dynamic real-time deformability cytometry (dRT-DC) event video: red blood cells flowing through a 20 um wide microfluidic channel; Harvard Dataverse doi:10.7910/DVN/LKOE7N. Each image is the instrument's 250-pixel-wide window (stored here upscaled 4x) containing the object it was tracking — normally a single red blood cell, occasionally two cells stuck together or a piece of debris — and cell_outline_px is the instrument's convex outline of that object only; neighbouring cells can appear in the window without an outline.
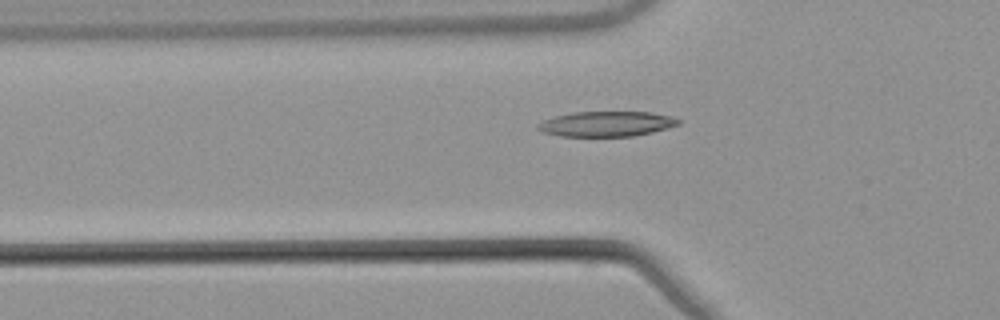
{"species": "common noctule bat (a hibernating species)", "species_latin": "Nyctalus noctula", "temperature_condition": "warm", "stored_images_in_passage": 52, "camera_frame_rate_fps": 3000, "um_per_image_px": 0.085, "animal": {"sex": "male", "body_mass_g": 21.5, "forearm_length_mm": 52.0}, "frame": {"image": 1, "passage_image": 19, "time_ms": 6.0, "image_size_px": [1000, 320], "cell_outline_px": [[680, 124], [652, 132], [632, 136], [560, 136], [544, 132], [536, 128], [536, 124], [544, 120], [556, 116], [572, 112], [652, 112], [672, 116], [680, 120]], "centroid_in_image_um": [51.55, 10.52], "position_along_channel_um": 74.2, "area_um2": 20.52}}
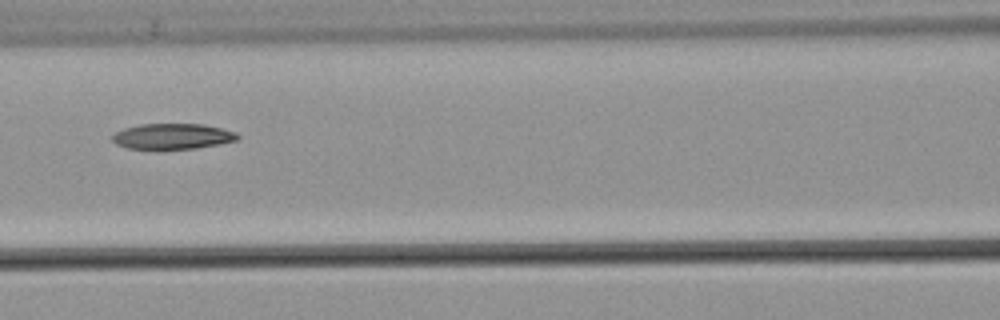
{"frame": {"image": 2, "passage_image": 25, "time_ms": 8.0, "image_size_px": [1000, 320], "cell_outline_px": [[240, 136], [236, 140], [220, 144], [196, 148], [128, 148], [116, 144], [112, 140], [112, 136], [116, 132], [124, 128], [140, 124], [204, 124], [236, 132]], "centroid_in_image_um": [14.67, 11.57], "position_along_channel_um": 151.9, "area_um2": 18.44}}
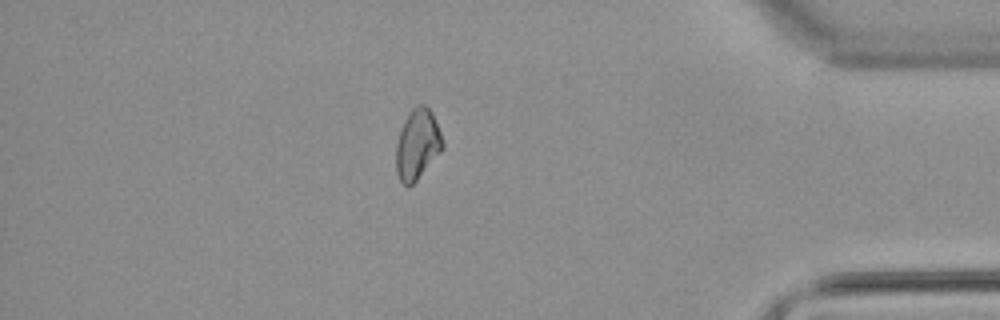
{"frame": {"image": 3, "passage_image": 47, "time_ms": 15.333, "image_size_px": [1000, 320], "cell_outline_px": [[444, 148], [416, 180], [412, 184], [404, 184], [400, 180], [396, 172], [396, 144], [400, 128], [404, 120], [412, 108], [416, 104], [424, 104], [432, 112], [440, 132], [444, 144]], "centroid_in_image_um": [35.47, 12.23], "position_along_channel_um": 399.7, "area_um2": 18.96}}